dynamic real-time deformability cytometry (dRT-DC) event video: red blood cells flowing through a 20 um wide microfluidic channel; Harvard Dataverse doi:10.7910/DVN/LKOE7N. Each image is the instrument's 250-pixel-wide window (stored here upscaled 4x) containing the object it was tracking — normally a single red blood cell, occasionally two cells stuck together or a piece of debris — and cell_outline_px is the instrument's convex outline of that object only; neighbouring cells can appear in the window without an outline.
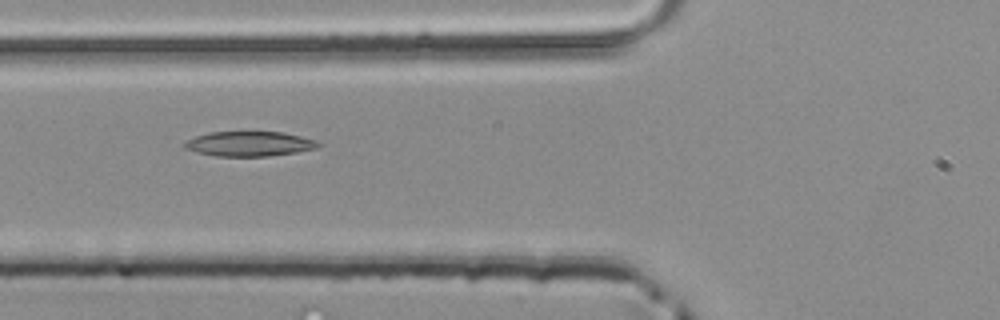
{"species": "common noctule bat (a hibernating species)", "species_latin": "Nyctalus noctula", "temperature_condition": "room temperature", "stored_images_in_passage": 40, "camera_frame_rate_fps": 3000, "um_per_image_px": 0.085, "animal": {"sex": "male", "body_mass_g": 20.4}, "frame": {"image": 1, "passage_image": 10, "time_ms": 3.0, "image_size_px": [1000, 320], "cell_outline_px": [[324, 144], [316, 148], [296, 152], [268, 156], [216, 156], [196, 152], [184, 148], [184, 144], [188, 140], [196, 136], [208, 132], [284, 132], [316, 140]], "centroid_in_image_um": [21.22, 12.22], "position_along_channel_um": 104.6, "area_um2": 19.31}}
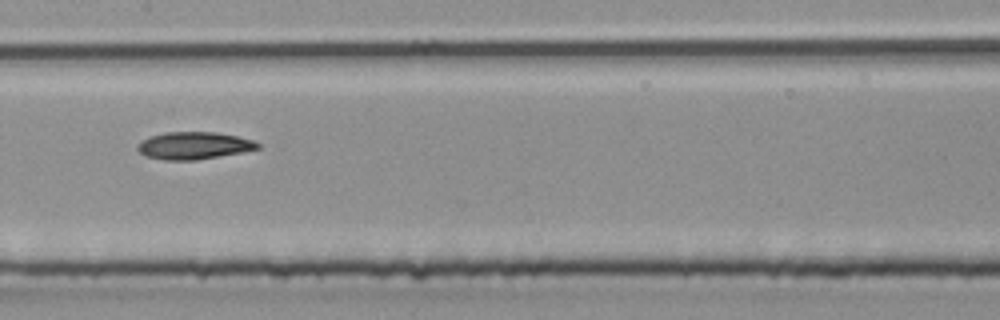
{"frame": {"image": 2, "passage_image": 16, "time_ms": 5.0, "image_size_px": [1000, 320], "cell_outline_px": [[260, 148], [244, 152], [196, 160], [164, 160], [144, 156], [136, 148], [136, 144], [140, 140], [164, 132], [216, 132], [236, 136], [252, 140], [260, 144]], "centroid_in_image_um": [16.45, 12.38], "position_along_channel_um": 191.0, "area_um2": 19.25}}
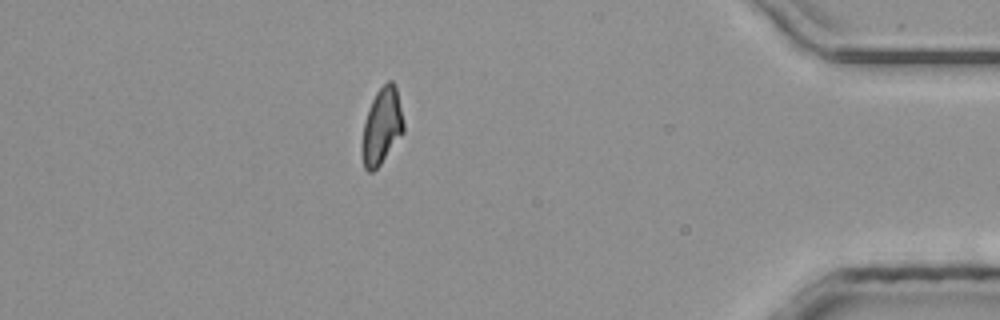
{"frame": {"image": 3, "passage_image": 34, "time_ms": 11.0, "image_size_px": [1000, 320], "cell_outline_px": [[404, 132], [380, 164], [372, 172], [368, 172], [364, 168], [360, 148], [364, 124], [368, 108], [376, 92], [388, 80], [392, 80], [396, 84], [404, 124]], "centroid_in_image_um": [32.44, 10.73], "position_along_channel_um": 402.8, "area_um2": 18.61}}